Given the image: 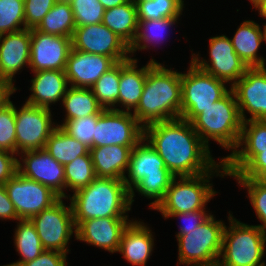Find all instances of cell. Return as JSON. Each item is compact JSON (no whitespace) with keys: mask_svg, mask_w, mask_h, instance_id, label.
Masks as SVG:
<instances>
[{"mask_svg":"<svg viewBox=\"0 0 266 266\" xmlns=\"http://www.w3.org/2000/svg\"><path fill=\"white\" fill-rule=\"evenodd\" d=\"M76 227L84 220L100 217H128L130 191L124 180L96 177L86 187L68 196Z\"/></svg>","mask_w":266,"mask_h":266,"instance_id":"obj_3","label":"cell"},{"mask_svg":"<svg viewBox=\"0 0 266 266\" xmlns=\"http://www.w3.org/2000/svg\"><path fill=\"white\" fill-rule=\"evenodd\" d=\"M72 48L109 56L116 63L131 58L129 45L103 23L76 27L72 36Z\"/></svg>","mask_w":266,"mask_h":266,"instance_id":"obj_15","label":"cell"},{"mask_svg":"<svg viewBox=\"0 0 266 266\" xmlns=\"http://www.w3.org/2000/svg\"><path fill=\"white\" fill-rule=\"evenodd\" d=\"M14 231V246L21 256L17 262L3 266H18L37 258L43 251L35 225L30 219L18 220Z\"/></svg>","mask_w":266,"mask_h":266,"instance_id":"obj_32","label":"cell"},{"mask_svg":"<svg viewBox=\"0 0 266 266\" xmlns=\"http://www.w3.org/2000/svg\"><path fill=\"white\" fill-rule=\"evenodd\" d=\"M119 81L120 62L105 72L91 87L94 96L103 109L117 110L119 105Z\"/></svg>","mask_w":266,"mask_h":266,"instance_id":"obj_34","label":"cell"},{"mask_svg":"<svg viewBox=\"0 0 266 266\" xmlns=\"http://www.w3.org/2000/svg\"><path fill=\"white\" fill-rule=\"evenodd\" d=\"M137 58L120 62L119 107L117 111H133L139 104L143 93L147 71L156 63L154 59L138 68ZM121 106L123 109H121Z\"/></svg>","mask_w":266,"mask_h":266,"instance_id":"obj_25","label":"cell"},{"mask_svg":"<svg viewBox=\"0 0 266 266\" xmlns=\"http://www.w3.org/2000/svg\"><path fill=\"white\" fill-rule=\"evenodd\" d=\"M17 163L15 154L0 150V185H4L16 174L18 171Z\"/></svg>","mask_w":266,"mask_h":266,"instance_id":"obj_46","label":"cell"},{"mask_svg":"<svg viewBox=\"0 0 266 266\" xmlns=\"http://www.w3.org/2000/svg\"><path fill=\"white\" fill-rule=\"evenodd\" d=\"M230 88L235 95L243 122L266 120V67H249ZM245 111L251 115L248 119Z\"/></svg>","mask_w":266,"mask_h":266,"instance_id":"obj_17","label":"cell"},{"mask_svg":"<svg viewBox=\"0 0 266 266\" xmlns=\"http://www.w3.org/2000/svg\"><path fill=\"white\" fill-rule=\"evenodd\" d=\"M138 21L180 17L184 0H134Z\"/></svg>","mask_w":266,"mask_h":266,"instance_id":"obj_35","label":"cell"},{"mask_svg":"<svg viewBox=\"0 0 266 266\" xmlns=\"http://www.w3.org/2000/svg\"><path fill=\"white\" fill-rule=\"evenodd\" d=\"M75 27L102 23L105 13L99 0H70Z\"/></svg>","mask_w":266,"mask_h":266,"instance_id":"obj_39","label":"cell"},{"mask_svg":"<svg viewBox=\"0 0 266 266\" xmlns=\"http://www.w3.org/2000/svg\"><path fill=\"white\" fill-rule=\"evenodd\" d=\"M126 174L128 177H124L123 180L130 191L131 206L135 201L136 190L141 196L153 199L149 204V208L153 210L164 199L175 177L145 138L132 148Z\"/></svg>","mask_w":266,"mask_h":266,"instance_id":"obj_4","label":"cell"},{"mask_svg":"<svg viewBox=\"0 0 266 266\" xmlns=\"http://www.w3.org/2000/svg\"><path fill=\"white\" fill-rule=\"evenodd\" d=\"M33 74L29 90L32 93L26 103L50 109L52 104L62 102L69 87L65 70H41Z\"/></svg>","mask_w":266,"mask_h":266,"instance_id":"obj_23","label":"cell"},{"mask_svg":"<svg viewBox=\"0 0 266 266\" xmlns=\"http://www.w3.org/2000/svg\"><path fill=\"white\" fill-rule=\"evenodd\" d=\"M67 254L58 251L44 250L37 258L18 266H68Z\"/></svg>","mask_w":266,"mask_h":266,"instance_id":"obj_44","label":"cell"},{"mask_svg":"<svg viewBox=\"0 0 266 266\" xmlns=\"http://www.w3.org/2000/svg\"><path fill=\"white\" fill-rule=\"evenodd\" d=\"M116 62L109 56L86 53L71 48L65 75L70 87L91 88Z\"/></svg>","mask_w":266,"mask_h":266,"instance_id":"obj_20","label":"cell"},{"mask_svg":"<svg viewBox=\"0 0 266 266\" xmlns=\"http://www.w3.org/2000/svg\"><path fill=\"white\" fill-rule=\"evenodd\" d=\"M261 26L253 20H245L231 38L237 55L248 67H266L265 58L257 54L262 41Z\"/></svg>","mask_w":266,"mask_h":266,"instance_id":"obj_27","label":"cell"},{"mask_svg":"<svg viewBox=\"0 0 266 266\" xmlns=\"http://www.w3.org/2000/svg\"><path fill=\"white\" fill-rule=\"evenodd\" d=\"M44 149L63 166L89 152L86 145L70 136L60 126L50 134Z\"/></svg>","mask_w":266,"mask_h":266,"instance_id":"obj_30","label":"cell"},{"mask_svg":"<svg viewBox=\"0 0 266 266\" xmlns=\"http://www.w3.org/2000/svg\"><path fill=\"white\" fill-rule=\"evenodd\" d=\"M264 170H266V150H261L238 174H226V177L255 179Z\"/></svg>","mask_w":266,"mask_h":266,"instance_id":"obj_45","label":"cell"},{"mask_svg":"<svg viewBox=\"0 0 266 266\" xmlns=\"http://www.w3.org/2000/svg\"><path fill=\"white\" fill-rule=\"evenodd\" d=\"M49 108L25 102L21 109L15 106L16 151L18 154L45 148L50 134L58 126L53 122Z\"/></svg>","mask_w":266,"mask_h":266,"instance_id":"obj_11","label":"cell"},{"mask_svg":"<svg viewBox=\"0 0 266 266\" xmlns=\"http://www.w3.org/2000/svg\"><path fill=\"white\" fill-rule=\"evenodd\" d=\"M225 224L210 215L200 226L177 237L178 265L217 266Z\"/></svg>","mask_w":266,"mask_h":266,"instance_id":"obj_8","label":"cell"},{"mask_svg":"<svg viewBox=\"0 0 266 266\" xmlns=\"http://www.w3.org/2000/svg\"><path fill=\"white\" fill-rule=\"evenodd\" d=\"M209 60L199 57V53L192 54L190 60L197 68L213 75L232 87L249 68L237 55L231 39L226 35H219L209 39ZM210 62V63H209Z\"/></svg>","mask_w":266,"mask_h":266,"instance_id":"obj_12","label":"cell"},{"mask_svg":"<svg viewBox=\"0 0 266 266\" xmlns=\"http://www.w3.org/2000/svg\"><path fill=\"white\" fill-rule=\"evenodd\" d=\"M102 23L130 46L138 29L137 9L134 0H129L125 4L111 9H105Z\"/></svg>","mask_w":266,"mask_h":266,"instance_id":"obj_28","label":"cell"},{"mask_svg":"<svg viewBox=\"0 0 266 266\" xmlns=\"http://www.w3.org/2000/svg\"><path fill=\"white\" fill-rule=\"evenodd\" d=\"M189 66L188 72H181V118L192 122L203 109L223 98L231 88L192 62Z\"/></svg>","mask_w":266,"mask_h":266,"instance_id":"obj_9","label":"cell"},{"mask_svg":"<svg viewBox=\"0 0 266 266\" xmlns=\"http://www.w3.org/2000/svg\"><path fill=\"white\" fill-rule=\"evenodd\" d=\"M132 221L124 230L118 252L133 266H146L154 250V235L142 221Z\"/></svg>","mask_w":266,"mask_h":266,"instance_id":"obj_24","label":"cell"},{"mask_svg":"<svg viewBox=\"0 0 266 266\" xmlns=\"http://www.w3.org/2000/svg\"><path fill=\"white\" fill-rule=\"evenodd\" d=\"M99 117L100 114H94L78 119L64 120L61 125L58 123L57 125L91 149L93 148V136L95 135V126Z\"/></svg>","mask_w":266,"mask_h":266,"instance_id":"obj_38","label":"cell"},{"mask_svg":"<svg viewBox=\"0 0 266 266\" xmlns=\"http://www.w3.org/2000/svg\"><path fill=\"white\" fill-rule=\"evenodd\" d=\"M58 0H24L25 28L34 29Z\"/></svg>","mask_w":266,"mask_h":266,"instance_id":"obj_42","label":"cell"},{"mask_svg":"<svg viewBox=\"0 0 266 266\" xmlns=\"http://www.w3.org/2000/svg\"><path fill=\"white\" fill-rule=\"evenodd\" d=\"M255 180L262 185L263 187L266 188V170L262 171L256 178Z\"/></svg>","mask_w":266,"mask_h":266,"instance_id":"obj_51","label":"cell"},{"mask_svg":"<svg viewBox=\"0 0 266 266\" xmlns=\"http://www.w3.org/2000/svg\"><path fill=\"white\" fill-rule=\"evenodd\" d=\"M177 20L179 21V17L138 21L136 37L129 46L131 58L133 57L132 54L136 53L137 50L149 49L150 45L153 46L154 43L159 45V41L164 39L162 37L165 35V31L167 32L170 27L175 25L178 22Z\"/></svg>","mask_w":266,"mask_h":266,"instance_id":"obj_33","label":"cell"},{"mask_svg":"<svg viewBox=\"0 0 266 266\" xmlns=\"http://www.w3.org/2000/svg\"><path fill=\"white\" fill-rule=\"evenodd\" d=\"M75 28L70 2L58 0L36 29L43 33L72 38Z\"/></svg>","mask_w":266,"mask_h":266,"instance_id":"obj_31","label":"cell"},{"mask_svg":"<svg viewBox=\"0 0 266 266\" xmlns=\"http://www.w3.org/2000/svg\"><path fill=\"white\" fill-rule=\"evenodd\" d=\"M261 150H266V120L244 121L237 148L222 157L226 174H238Z\"/></svg>","mask_w":266,"mask_h":266,"instance_id":"obj_21","label":"cell"},{"mask_svg":"<svg viewBox=\"0 0 266 266\" xmlns=\"http://www.w3.org/2000/svg\"><path fill=\"white\" fill-rule=\"evenodd\" d=\"M0 150L18 156L16 151L15 105L12 101L0 109Z\"/></svg>","mask_w":266,"mask_h":266,"instance_id":"obj_40","label":"cell"},{"mask_svg":"<svg viewBox=\"0 0 266 266\" xmlns=\"http://www.w3.org/2000/svg\"><path fill=\"white\" fill-rule=\"evenodd\" d=\"M133 147L108 145L89 149L96 177L123 180Z\"/></svg>","mask_w":266,"mask_h":266,"instance_id":"obj_26","label":"cell"},{"mask_svg":"<svg viewBox=\"0 0 266 266\" xmlns=\"http://www.w3.org/2000/svg\"><path fill=\"white\" fill-rule=\"evenodd\" d=\"M18 155L17 168L23 176L43 184L60 198H67L64 166L45 149L25 151ZM22 162V163H21ZM65 189V190H64Z\"/></svg>","mask_w":266,"mask_h":266,"instance_id":"obj_16","label":"cell"},{"mask_svg":"<svg viewBox=\"0 0 266 266\" xmlns=\"http://www.w3.org/2000/svg\"><path fill=\"white\" fill-rule=\"evenodd\" d=\"M16 88L14 84L0 80V109L11 101L10 96L17 91Z\"/></svg>","mask_w":266,"mask_h":266,"instance_id":"obj_48","label":"cell"},{"mask_svg":"<svg viewBox=\"0 0 266 266\" xmlns=\"http://www.w3.org/2000/svg\"><path fill=\"white\" fill-rule=\"evenodd\" d=\"M191 124L208 147L211 139L233 152L238 146L243 125L233 91L203 109Z\"/></svg>","mask_w":266,"mask_h":266,"instance_id":"obj_5","label":"cell"},{"mask_svg":"<svg viewBox=\"0 0 266 266\" xmlns=\"http://www.w3.org/2000/svg\"><path fill=\"white\" fill-rule=\"evenodd\" d=\"M263 31H261L262 41H265L266 43V23L264 24V28H262Z\"/></svg>","mask_w":266,"mask_h":266,"instance_id":"obj_52","label":"cell"},{"mask_svg":"<svg viewBox=\"0 0 266 266\" xmlns=\"http://www.w3.org/2000/svg\"><path fill=\"white\" fill-rule=\"evenodd\" d=\"M261 0H250V2L253 4V6H255L256 4H258Z\"/></svg>","mask_w":266,"mask_h":266,"instance_id":"obj_53","label":"cell"},{"mask_svg":"<svg viewBox=\"0 0 266 266\" xmlns=\"http://www.w3.org/2000/svg\"><path fill=\"white\" fill-rule=\"evenodd\" d=\"M238 185L247 189V197L255 210L256 216L262 223L257 225L266 232V188L252 178H235Z\"/></svg>","mask_w":266,"mask_h":266,"instance_id":"obj_41","label":"cell"},{"mask_svg":"<svg viewBox=\"0 0 266 266\" xmlns=\"http://www.w3.org/2000/svg\"><path fill=\"white\" fill-rule=\"evenodd\" d=\"M4 186L20 220L31 219L60 199L51 189L18 171Z\"/></svg>","mask_w":266,"mask_h":266,"instance_id":"obj_14","label":"cell"},{"mask_svg":"<svg viewBox=\"0 0 266 266\" xmlns=\"http://www.w3.org/2000/svg\"><path fill=\"white\" fill-rule=\"evenodd\" d=\"M206 210H196L193 212H185V213H161L162 216L166 218L174 217V218H181L182 221H186L185 225H180V231L177 232L176 238L182 235H186L189 233L190 230L197 228L200 226L210 215L211 213H207Z\"/></svg>","mask_w":266,"mask_h":266,"instance_id":"obj_43","label":"cell"},{"mask_svg":"<svg viewBox=\"0 0 266 266\" xmlns=\"http://www.w3.org/2000/svg\"><path fill=\"white\" fill-rule=\"evenodd\" d=\"M226 176L225 163L221 159L209 172L196 176L174 177L164 199L154 209L161 213H187L206 210V204L216 195L210 180L213 176ZM178 179V180H177Z\"/></svg>","mask_w":266,"mask_h":266,"instance_id":"obj_6","label":"cell"},{"mask_svg":"<svg viewBox=\"0 0 266 266\" xmlns=\"http://www.w3.org/2000/svg\"><path fill=\"white\" fill-rule=\"evenodd\" d=\"M23 29L24 0H0V35Z\"/></svg>","mask_w":266,"mask_h":266,"instance_id":"obj_37","label":"cell"},{"mask_svg":"<svg viewBox=\"0 0 266 266\" xmlns=\"http://www.w3.org/2000/svg\"><path fill=\"white\" fill-rule=\"evenodd\" d=\"M72 38L43 33L31 29L30 61L32 72L41 70H65Z\"/></svg>","mask_w":266,"mask_h":266,"instance_id":"obj_18","label":"cell"},{"mask_svg":"<svg viewBox=\"0 0 266 266\" xmlns=\"http://www.w3.org/2000/svg\"><path fill=\"white\" fill-rule=\"evenodd\" d=\"M30 220L35 225L44 250L69 253L67 244L73 233L76 238V225L71 205H65L63 198Z\"/></svg>","mask_w":266,"mask_h":266,"instance_id":"obj_10","label":"cell"},{"mask_svg":"<svg viewBox=\"0 0 266 266\" xmlns=\"http://www.w3.org/2000/svg\"><path fill=\"white\" fill-rule=\"evenodd\" d=\"M144 138L175 177L207 173L219 163L191 122L182 118L147 125L144 127Z\"/></svg>","mask_w":266,"mask_h":266,"instance_id":"obj_1","label":"cell"},{"mask_svg":"<svg viewBox=\"0 0 266 266\" xmlns=\"http://www.w3.org/2000/svg\"><path fill=\"white\" fill-rule=\"evenodd\" d=\"M131 221L128 217H100L84 220L76 227V240L116 253L122 234Z\"/></svg>","mask_w":266,"mask_h":266,"instance_id":"obj_19","label":"cell"},{"mask_svg":"<svg viewBox=\"0 0 266 266\" xmlns=\"http://www.w3.org/2000/svg\"><path fill=\"white\" fill-rule=\"evenodd\" d=\"M20 220L4 185H0V220Z\"/></svg>","mask_w":266,"mask_h":266,"instance_id":"obj_47","label":"cell"},{"mask_svg":"<svg viewBox=\"0 0 266 266\" xmlns=\"http://www.w3.org/2000/svg\"><path fill=\"white\" fill-rule=\"evenodd\" d=\"M31 29H23L0 35V80L14 81L23 67L30 61Z\"/></svg>","mask_w":266,"mask_h":266,"instance_id":"obj_22","label":"cell"},{"mask_svg":"<svg viewBox=\"0 0 266 266\" xmlns=\"http://www.w3.org/2000/svg\"><path fill=\"white\" fill-rule=\"evenodd\" d=\"M254 9H257L259 11V15L266 19V0H261L254 6Z\"/></svg>","mask_w":266,"mask_h":266,"instance_id":"obj_50","label":"cell"},{"mask_svg":"<svg viewBox=\"0 0 266 266\" xmlns=\"http://www.w3.org/2000/svg\"><path fill=\"white\" fill-rule=\"evenodd\" d=\"M229 226L225 225L222 250L217 266H266V232L257 225L238 221L229 211ZM222 257V258H221Z\"/></svg>","mask_w":266,"mask_h":266,"instance_id":"obj_7","label":"cell"},{"mask_svg":"<svg viewBox=\"0 0 266 266\" xmlns=\"http://www.w3.org/2000/svg\"><path fill=\"white\" fill-rule=\"evenodd\" d=\"M131 113L143 127L181 118V72L156 62L147 71L139 104Z\"/></svg>","mask_w":266,"mask_h":266,"instance_id":"obj_2","label":"cell"},{"mask_svg":"<svg viewBox=\"0 0 266 266\" xmlns=\"http://www.w3.org/2000/svg\"><path fill=\"white\" fill-rule=\"evenodd\" d=\"M62 104L66 111L63 120L100 114L104 110L91 88L69 87L62 99Z\"/></svg>","mask_w":266,"mask_h":266,"instance_id":"obj_29","label":"cell"},{"mask_svg":"<svg viewBox=\"0 0 266 266\" xmlns=\"http://www.w3.org/2000/svg\"><path fill=\"white\" fill-rule=\"evenodd\" d=\"M66 190L69 188L74 193L86 187L95 178L96 174L90 153L76 157L64 166Z\"/></svg>","mask_w":266,"mask_h":266,"instance_id":"obj_36","label":"cell"},{"mask_svg":"<svg viewBox=\"0 0 266 266\" xmlns=\"http://www.w3.org/2000/svg\"><path fill=\"white\" fill-rule=\"evenodd\" d=\"M129 0H99L105 9H111L116 6H120L128 2Z\"/></svg>","mask_w":266,"mask_h":266,"instance_id":"obj_49","label":"cell"},{"mask_svg":"<svg viewBox=\"0 0 266 266\" xmlns=\"http://www.w3.org/2000/svg\"><path fill=\"white\" fill-rule=\"evenodd\" d=\"M144 138V127L128 111L104 109L95 126L93 147L135 146Z\"/></svg>","mask_w":266,"mask_h":266,"instance_id":"obj_13","label":"cell"}]
</instances>
